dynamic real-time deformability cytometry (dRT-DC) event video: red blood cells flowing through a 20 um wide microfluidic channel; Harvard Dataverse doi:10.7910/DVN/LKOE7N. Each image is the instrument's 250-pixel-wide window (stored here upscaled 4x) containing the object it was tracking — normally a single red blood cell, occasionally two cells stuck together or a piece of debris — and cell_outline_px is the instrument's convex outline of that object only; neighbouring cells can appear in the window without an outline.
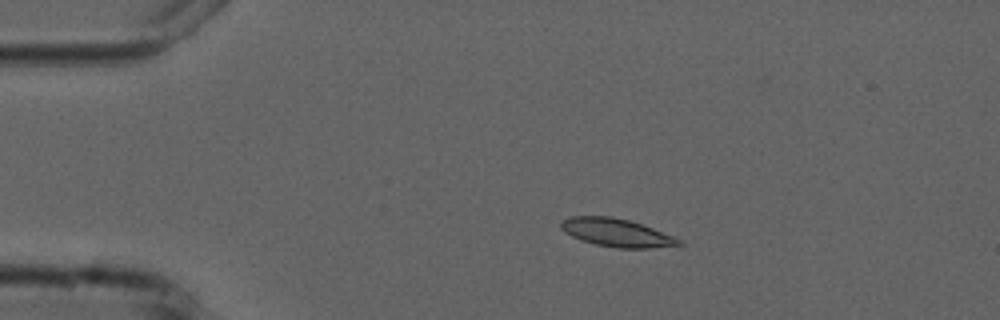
{"species": "common noctule bat (a hibernating species)", "species_latin": "Nyctalus noctula", "temperature_condition": "cold", "stored_images_in_passage": 14, "camera_frame_rate_fps": 3000, "um_per_image_px": 0.085, "animal": {"sex": "male", "forearm_length_mm": 52.5}, "frame": {"image": 1, "passage_image": 3, "time_ms": 2.333, "image_size_px": [1000, 320], "cell_outline_px": [[684, 244], [648, 248], [616, 248], [596, 244], [580, 240], [564, 232], [560, 228], [560, 220], [568, 216], [612, 216], [628, 220], [652, 228], [672, 236], [680, 240]], "centroid_in_image_um": [52.32, 19.76], "position_along_channel_um": 32.7, "area_um2": 19.19}}
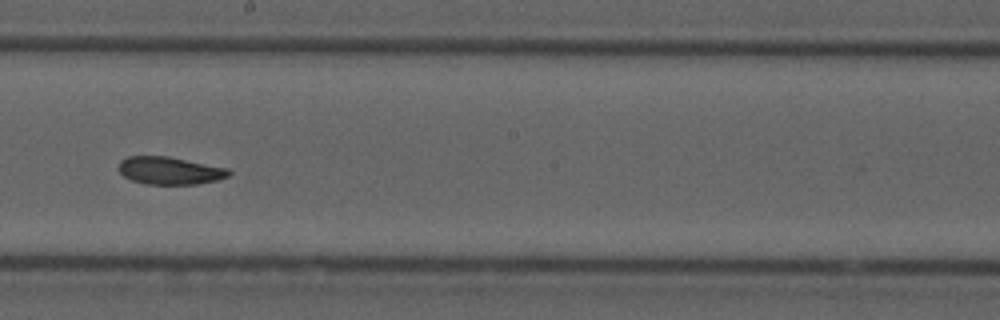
{"frame": {"image": 2, "passage_image": 8, "time_ms": 9.0, "image_size_px": [1000, 320], "cell_outline_px": [[232, 172], [228, 176], [216, 180], [196, 184], [144, 184], [132, 180], [124, 176], [116, 168], [120, 160], [128, 156], [168, 156], [228, 168]], "centroid_in_image_um": [14.39, 14.49], "position_along_channel_um": 233.8, "area_um2": 17.8}}
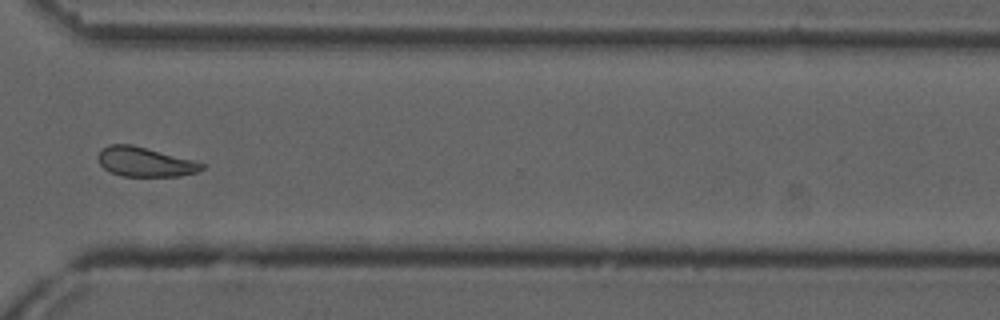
{"frame": {"image": 3, "passage_image": 11, "time_ms": 12.333, "image_size_px": [1000, 320], "cell_outline_px": [[204, 168], [196, 172], [180, 176], [120, 176], [104, 168], [100, 164], [96, 156], [100, 148], [108, 144], [132, 144], [192, 160], [204, 164]], "centroid_in_image_um": [12.25, 13.75], "position_along_channel_um": 358.3, "area_um2": 17.8}, "authors_computed_cell_mechanics": {"area_um2": 18.2648, "velocity_mm_per_s": 3.7405, "shape_relaxation_time_tau1_ms": 5.9479, "shape_relaxation_time_tau2_ms": 4.1704, "deformation_change_tau1": 0.1307, "deformation_change_tau2": 0.0791}}